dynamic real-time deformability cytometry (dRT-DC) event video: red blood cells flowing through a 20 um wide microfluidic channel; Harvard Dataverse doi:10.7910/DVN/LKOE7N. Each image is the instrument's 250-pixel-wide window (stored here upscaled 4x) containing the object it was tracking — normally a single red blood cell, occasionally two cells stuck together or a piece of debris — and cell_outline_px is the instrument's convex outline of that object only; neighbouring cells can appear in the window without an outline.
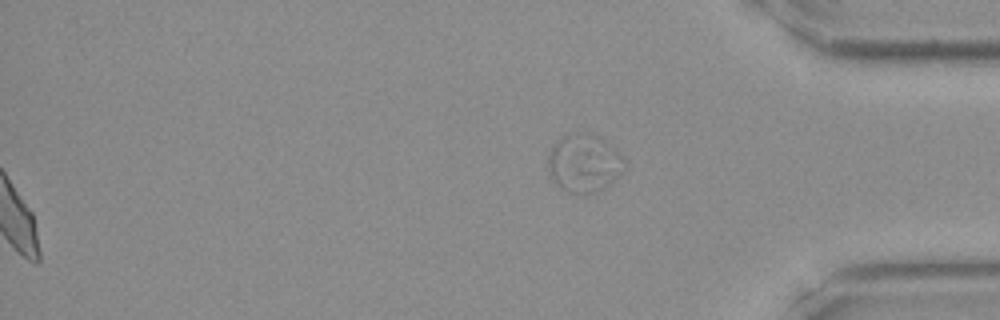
{"species": "Egyptian fruit bat (a non-hibernating species)", "species_latin": "Rousettus aegyptiacus", "temperature_condition": "room temperature", "stored_images_in_passage": 37, "segment_of_instrument_passage": [2, 2], "camera_frame_rate_fps": 3000, "um_per_image_px": 0.085, "frame": {"image": 1, "passage_image": 37, "time_ms": 12.0, "image_size_px": [1000, 320], "cell_outline_px": [[628, 168], [616, 180], [604, 188], [596, 192], [580, 196], [568, 192], [560, 188], [556, 184], [548, 168], [548, 152], [552, 144], [560, 136], [580, 132], [584, 132], [600, 136], [624, 156], [628, 164]], "centroid_in_image_um": [49.69, 13.88], "position_along_channel_um": 385.5, "area_um2": 26.82}}